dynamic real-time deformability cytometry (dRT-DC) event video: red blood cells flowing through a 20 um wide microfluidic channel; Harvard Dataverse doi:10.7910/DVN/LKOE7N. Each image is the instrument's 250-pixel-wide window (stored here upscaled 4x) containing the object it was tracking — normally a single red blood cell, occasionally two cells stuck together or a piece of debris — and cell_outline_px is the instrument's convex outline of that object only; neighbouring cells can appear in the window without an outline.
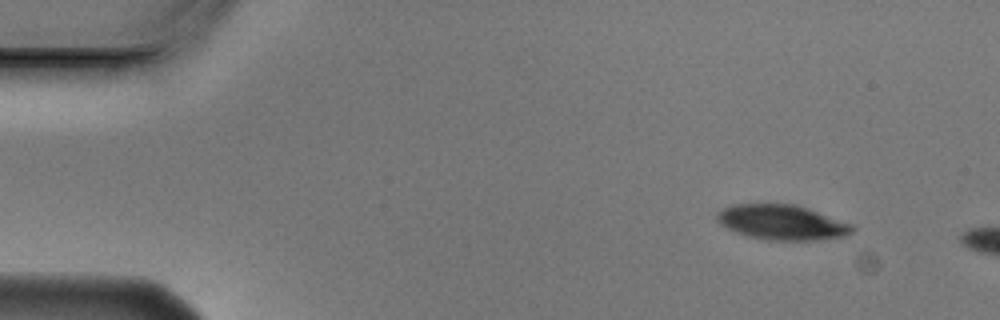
{"species": "Egyptian fruit bat (a non-hibernating species)", "species_latin": "Rousettus aegyptiacus", "temperature_condition": "cold", "stored_images_in_passage": 3, "camera_frame_rate_fps": 3000, "um_per_image_px": 0.085, "animal": {"sex": "male"}, "frame": {"image": 1, "passage_image": 1, "time_ms": 0.0, "image_size_px": [1000, 320], "cell_outline_px": [[856, 228], [852, 232], [844, 236], [812, 240], [776, 240], [748, 236], [728, 228], [720, 224], [716, 220], [716, 212], [732, 204], [796, 204], [808, 208], [852, 224]], "centroid_in_image_um": [66.46, 18.88], "position_along_channel_um": 18.5, "area_um2": 27.34}}